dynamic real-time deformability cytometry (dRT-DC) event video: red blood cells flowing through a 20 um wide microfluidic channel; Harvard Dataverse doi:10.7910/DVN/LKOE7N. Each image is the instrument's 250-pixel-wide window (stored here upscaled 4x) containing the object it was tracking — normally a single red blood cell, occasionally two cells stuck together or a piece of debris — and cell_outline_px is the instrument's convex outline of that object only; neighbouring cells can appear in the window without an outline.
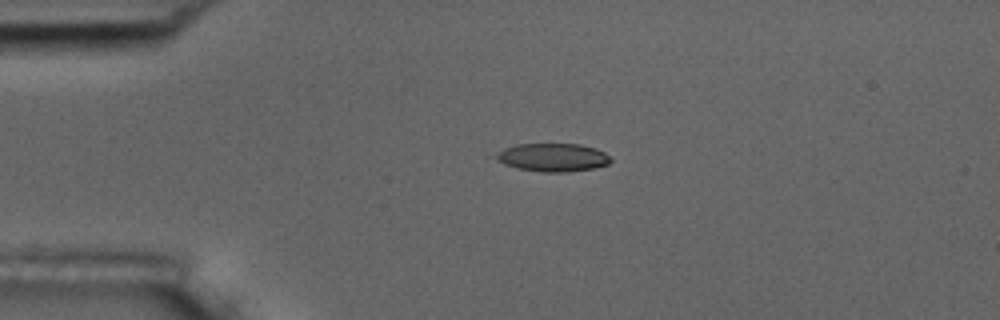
{"species": "common noctule bat (a hibernating species)", "species_latin": "Nyctalus noctula", "temperature_condition": "room temperature", "stored_images_in_passage": 4, "camera_frame_rate_fps": 3000, "um_per_image_px": 0.085, "animal": {"sex": "male", "body_mass_g": 17.5, "forearm_length_mm": 52.3}, "frame": {"image": 1, "passage_image": 3, "time_ms": 3.333, "image_size_px": [1000, 320], "cell_outline_px": [[612, 160], [608, 164], [596, 168], [568, 172], [540, 172], [516, 168], [504, 164], [488, 156], [504, 148], [516, 144], [580, 144], [596, 148], [604, 152]], "centroid_in_image_um": [46.92, 13.38], "position_along_channel_um": 38.1, "area_um2": 19.25}}